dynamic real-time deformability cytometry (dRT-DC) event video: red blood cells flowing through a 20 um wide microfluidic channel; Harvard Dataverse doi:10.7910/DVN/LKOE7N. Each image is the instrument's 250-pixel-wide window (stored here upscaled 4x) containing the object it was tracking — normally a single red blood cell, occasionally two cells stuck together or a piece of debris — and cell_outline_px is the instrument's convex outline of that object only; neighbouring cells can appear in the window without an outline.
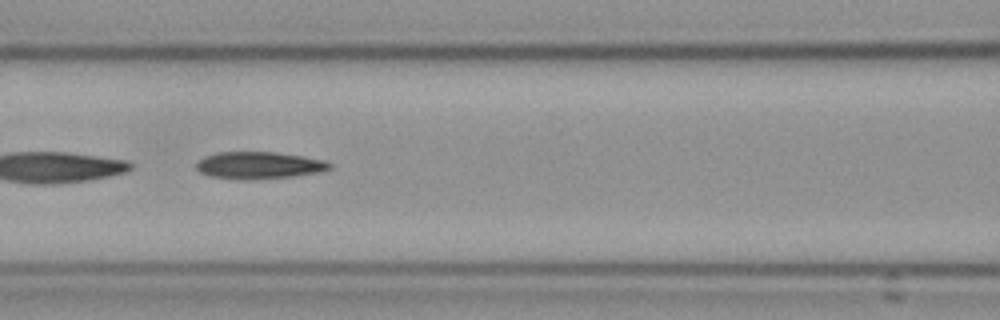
{"species": "Egyptian fruit bat (a non-hibernating species)", "species_latin": "Rousettus aegyptiacus", "temperature_condition": "cold", "stored_images_in_passage": 56, "camera_frame_rate_fps": 3000, "um_per_image_px": 0.085, "frame": {"image": 1, "passage_image": 25, "time_ms": 8.0, "image_size_px": [1000, 320], "cell_outline_px": [[332, 168], [320, 172], [292, 176], [248, 180], [236, 180], [212, 176], [200, 172], [196, 168], [196, 164], [204, 156], [216, 152], [276, 152], [304, 156], [324, 160], [332, 164]], "centroid_in_image_um": [22.02, 14.05], "position_along_channel_um": 144.6, "area_um2": 21.15}}
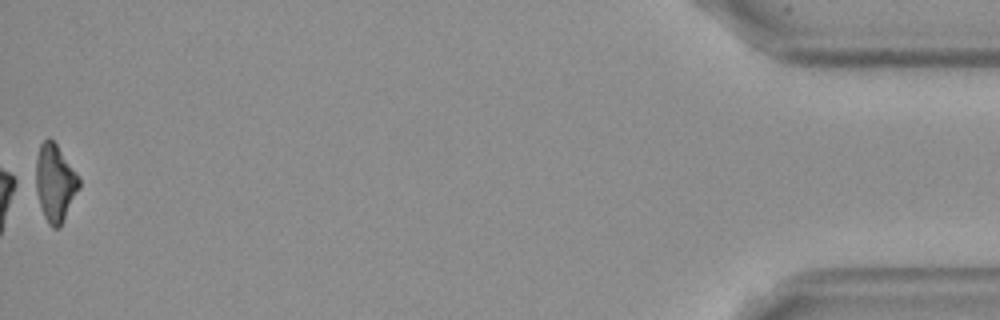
{"frame": {"image": 2, "passage_image": 56, "time_ms": 18.333, "image_size_px": [1000, 320], "cell_outline_px": [[80, 188], [60, 228], [52, 228], [48, 224], [28, 184], [28, 180], [40, 144], [48, 136], [56, 144], [80, 180]], "centroid_in_image_um": [4.53, 15.57], "position_along_channel_um": 430.7, "area_um2": 20.92}, "authors_computed_cell_mechanics": {"area_um2": 21.1548, "velocity_mm_per_s": 3.6102, "shape_relaxation_time_tau1_ms": 4.4925, "shape_relaxation_time_tau2_ms": 6.2833, "deformation_change_tau1": 0.157, "deformation_change_tau2": 0.1765}}